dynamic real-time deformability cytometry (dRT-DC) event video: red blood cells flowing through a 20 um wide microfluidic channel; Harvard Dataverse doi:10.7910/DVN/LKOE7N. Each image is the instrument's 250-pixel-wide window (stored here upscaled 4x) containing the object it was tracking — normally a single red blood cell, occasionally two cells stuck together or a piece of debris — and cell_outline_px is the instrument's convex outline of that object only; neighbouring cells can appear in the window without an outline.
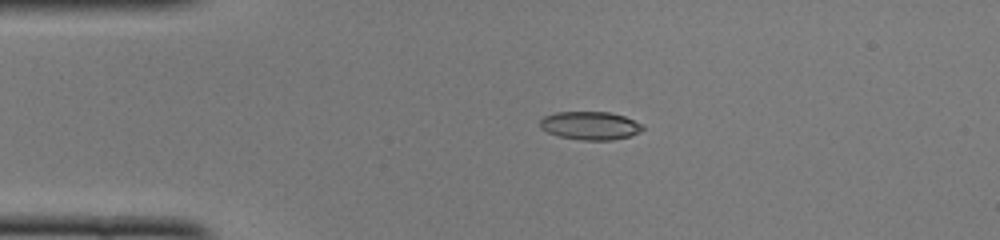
{"species": "common noctule bat (a hibernating species)", "species_latin": "Nyctalus noctula", "temperature_condition": "cold", "stored_images_in_passage": 40, "camera_frame_rate_fps": 3000, "um_per_image_px": 0.085, "animal": {"sex": "female", "body_mass_g": 22.0, "forearm_length_mm": 56.7}, "frame": {"image": 1, "passage_image": 1, "time_ms": 0.0, "image_size_px": [1000, 240], "cell_outline_px": [[644, 128], [640, 132], [628, 136], [612, 140], [580, 140], [560, 136], [548, 132], [540, 128], [540, 120], [544, 116], [556, 112], [612, 112], [624, 116], [644, 124]], "centroid_in_image_um": [50.18, 10.67], "position_along_channel_um": 34.8, "area_um2": 16.94}}
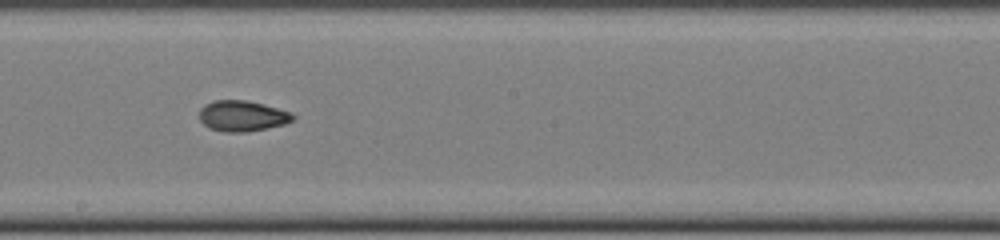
{"frame": {"image": 2, "passage_image": 18, "time_ms": 5.667, "image_size_px": [1000, 240], "cell_outline_px": [[296, 116], [292, 120], [284, 124], [248, 132], [224, 132], [208, 128], [200, 120], [200, 108], [204, 104], [212, 100], [244, 100], [264, 104], [292, 112]], "centroid_in_image_um": [20.58, 9.85], "position_along_channel_um": 227.6, "area_um2": 16.88}}
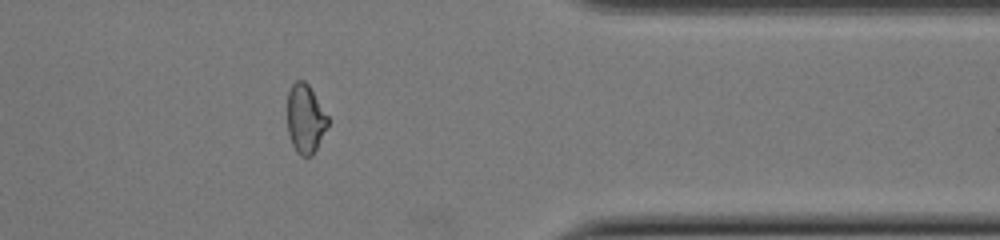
{"frame": {"image": 3, "passage_image": 31, "time_ms": 10.0, "image_size_px": [1000, 240], "cell_outline_px": [[328, 124], [312, 156], [300, 156], [296, 152], [292, 144], [288, 132], [288, 92], [292, 84], [296, 80], [304, 80], [308, 84], [328, 116]], "centroid_in_image_um": [25.94, 10.09], "position_along_channel_um": 385.5, "area_um2": 16.07}, "authors_computed_cell_mechanics": {"area_um2": 16.8198, "velocity_mm_per_s": 4.0073, "shape_relaxation_time_tau1_ms": 5.9802, "shape_relaxation_time_tau2_ms": 2.0615, "deformation_change_tau1": 0.2026, "deformation_change_tau2": 0.0745}}